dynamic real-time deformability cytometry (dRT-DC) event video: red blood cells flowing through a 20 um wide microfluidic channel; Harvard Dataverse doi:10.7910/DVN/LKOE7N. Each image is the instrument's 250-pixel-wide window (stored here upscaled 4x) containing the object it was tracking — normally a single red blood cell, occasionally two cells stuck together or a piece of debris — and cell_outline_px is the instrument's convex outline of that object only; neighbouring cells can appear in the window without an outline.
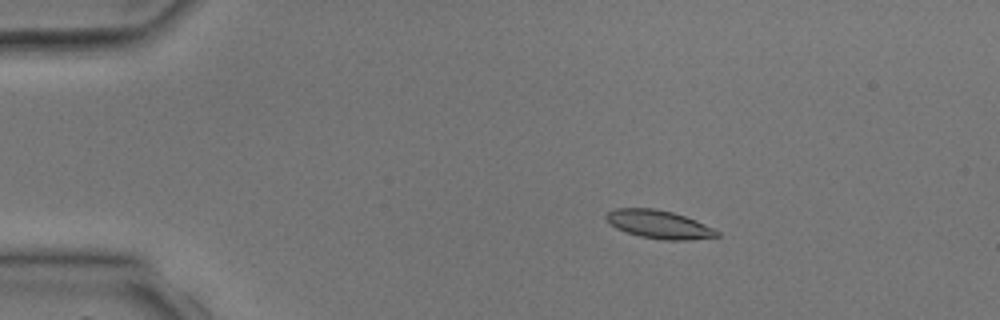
{"species": "common noctule bat (a hibernating species)", "species_latin": "Nyctalus noctula", "temperature_condition": "room temperature", "stored_images_in_passage": 3, "camera_frame_rate_fps": 3000, "um_per_image_px": 0.085, "animal": {"sex": "male", "body_mass_g": 17.9, "forearm_length_mm": 54.2}, "frame": {"image": 1, "passage_image": 2, "time_ms": 1.333, "image_size_px": [1000, 320], "cell_outline_px": [[720, 236], [688, 240], [664, 240], [640, 236], [616, 228], [604, 216], [608, 212], [616, 208], [656, 208], [672, 212], [696, 220], [720, 232]], "centroid_in_image_um": [56.03, 19.07], "position_along_channel_um": 29.0, "area_um2": 18.03}}